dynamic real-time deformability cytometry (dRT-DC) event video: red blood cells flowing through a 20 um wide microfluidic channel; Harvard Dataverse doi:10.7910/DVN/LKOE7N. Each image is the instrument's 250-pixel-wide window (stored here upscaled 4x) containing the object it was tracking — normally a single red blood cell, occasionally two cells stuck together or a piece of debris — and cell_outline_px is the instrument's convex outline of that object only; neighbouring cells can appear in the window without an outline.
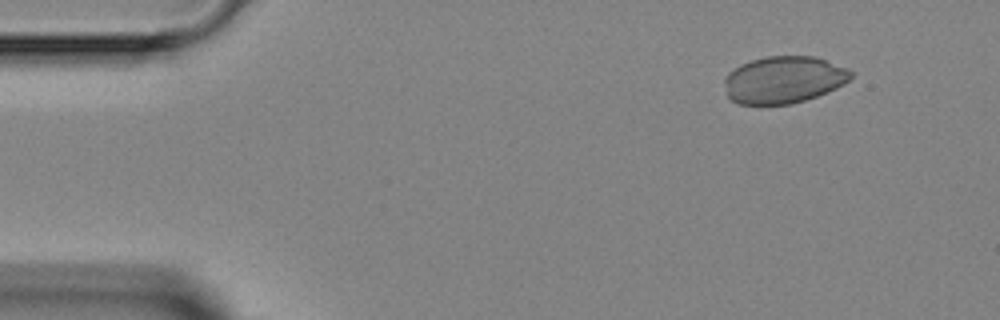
{"species": "Egyptian fruit bat (a non-hibernating species)", "species_latin": "Rousettus aegyptiacus", "temperature_condition": "room temperature", "stored_images_in_passage": 3, "camera_frame_rate_fps": 3000, "um_per_image_px": 0.085, "animal": {"sex": "female"}, "frame": {"image": 1, "passage_image": 1, "time_ms": 0.0, "image_size_px": [1000, 320], "cell_outline_px": [[852, 76], [844, 84], [828, 92], [792, 104], [740, 104], [732, 100], [728, 96], [724, 84], [724, 80], [728, 72], [740, 64], [764, 56], [816, 56], [848, 68], [852, 72]], "centroid_in_image_um": [66.62, 6.77], "position_along_channel_um": 18.4, "area_um2": 34.8}}